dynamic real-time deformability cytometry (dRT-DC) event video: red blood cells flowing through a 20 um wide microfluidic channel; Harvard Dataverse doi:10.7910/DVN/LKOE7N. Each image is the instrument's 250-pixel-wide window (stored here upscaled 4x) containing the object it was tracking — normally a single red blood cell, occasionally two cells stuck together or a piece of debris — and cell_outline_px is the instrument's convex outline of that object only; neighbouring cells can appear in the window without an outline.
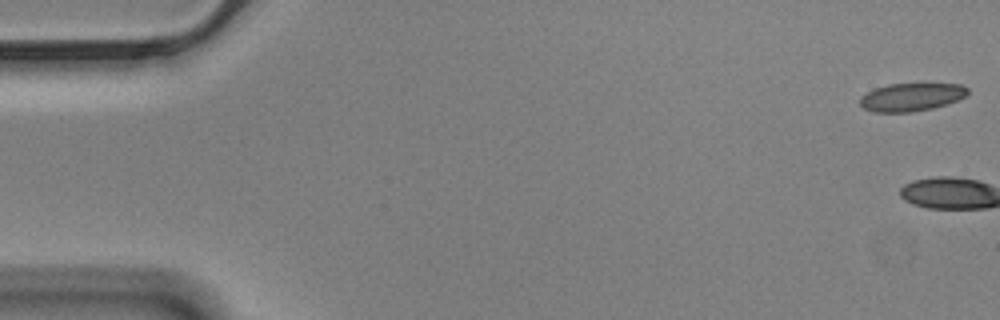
{"species": "Egyptian fruit bat (a non-hibernating species)", "species_latin": "Rousettus aegyptiacus", "temperature_condition": "cold", "stored_images_in_passage": 2, "camera_frame_rate_fps": 3000, "um_per_image_px": 0.085, "animal": {"sex": "male"}, "frame": {"image": 1, "passage_image": 1, "time_ms": 0.0, "image_size_px": [1000, 320], "cell_outline_px": [[968, 92], [964, 96], [948, 104], [932, 108], [912, 112], [872, 112], [864, 108], [860, 104], [860, 96], [876, 88], [888, 84], [960, 84], [968, 88]], "centroid_in_image_um": [77.45, 8.26], "position_along_channel_um": 7.6, "area_um2": 17.46}}